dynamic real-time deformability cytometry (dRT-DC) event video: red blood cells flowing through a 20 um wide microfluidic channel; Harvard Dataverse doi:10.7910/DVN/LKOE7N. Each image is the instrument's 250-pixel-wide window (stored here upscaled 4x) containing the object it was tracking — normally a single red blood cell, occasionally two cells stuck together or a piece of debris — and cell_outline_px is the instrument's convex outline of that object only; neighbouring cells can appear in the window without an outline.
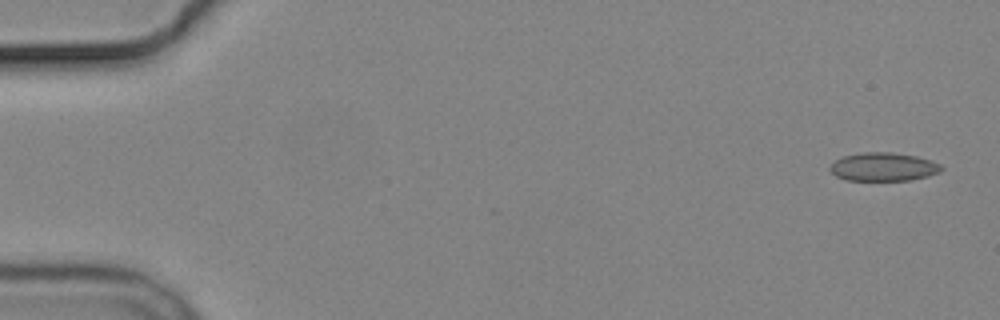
{"species": "common noctule bat (a hibernating species)", "species_latin": "Nyctalus noctula", "temperature_condition": "cold", "stored_images_in_passage": 4, "camera_frame_rate_fps": 3000, "um_per_image_px": 0.085, "animal": {"sex": "male", "body_mass_g": 19.2, "forearm_length_mm": 51.8}, "frame": {"image": 1, "passage_image": 1, "time_ms": 0.0, "image_size_px": [1000, 320], "cell_outline_px": [[944, 168], [940, 172], [928, 176], [912, 180], [844, 180], [836, 176], [828, 168], [836, 160], [844, 156], [864, 152], [892, 152], [916, 156], [932, 160], [940, 164]], "centroid_in_image_um": [75.12, 14.18], "position_along_channel_um": 9.9, "area_um2": 18.5}}